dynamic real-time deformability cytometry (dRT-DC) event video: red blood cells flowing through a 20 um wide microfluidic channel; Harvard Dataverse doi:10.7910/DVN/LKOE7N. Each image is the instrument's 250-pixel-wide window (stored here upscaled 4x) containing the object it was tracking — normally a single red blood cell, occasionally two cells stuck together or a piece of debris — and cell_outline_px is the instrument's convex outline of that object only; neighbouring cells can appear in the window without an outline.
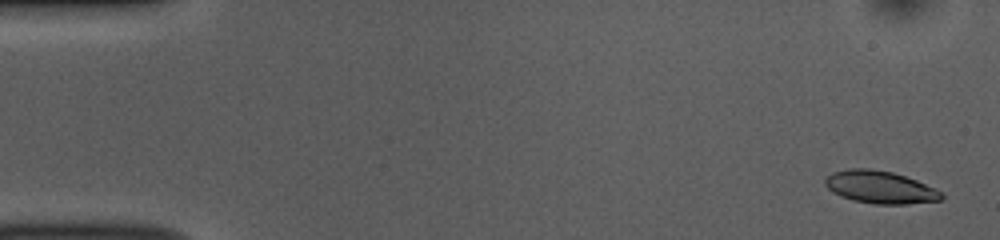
{"species": "common noctule bat (a hibernating species)", "species_latin": "Nyctalus noctula", "temperature_condition": "room temperature", "stored_images_in_passage": 51, "camera_frame_rate_fps": 3000, "um_per_image_px": 0.085, "animal": {"sex": "female", "body_mass_g": 10.0, "forearm_length_mm": 53.1}, "frame": {"image": 1, "passage_image": 2, "time_ms": 0.333, "image_size_px": [1000, 240], "cell_outline_px": [[944, 196], [940, 200], [908, 204], [876, 204], [852, 200], [840, 196], [832, 192], [824, 184], [824, 180], [832, 172], [848, 168], [868, 168], [892, 172], [916, 180], [936, 188], [944, 192]], "centroid_in_image_um": [74.81, 15.91], "position_along_channel_um": 10.2, "area_um2": 22.2}}
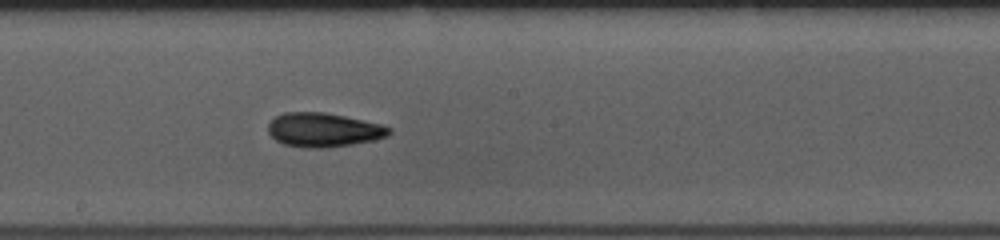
{"frame": {"image": 2, "passage_image": 28, "time_ms": 9.0, "image_size_px": [1000, 240], "cell_outline_px": [[392, 132], [388, 136], [372, 140], [352, 144], [324, 148], [308, 148], [284, 144], [276, 140], [268, 132], [268, 124], [276, 116], [284, 112], [324, 112], [364, 120], [380, 124], [392, 128]], "centroid_in_image_um": [27.5, 11.04], "position_along_channel_um": 220.7, "area_um2": 23.93}}
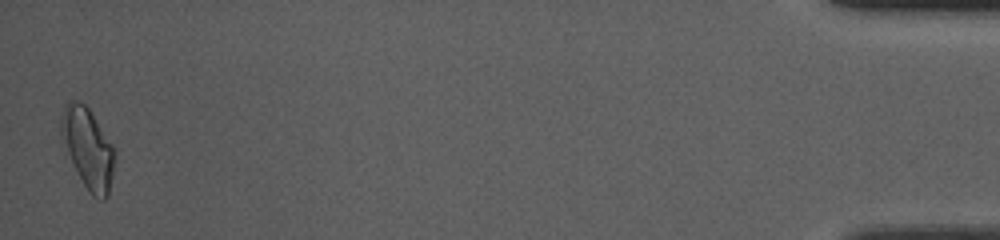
{"frame": {"image": 3, "passage_image": 51, "time_ms": 16.667, "image_size_px": [1000, 240], "cell_outline_px": [[116, 152], [112, 176], [108, 196], [104, 200], [100, 200], [92, 196], [88, 192], [60, 140], [60, 120], [64, 104], [68, 100], [72, 100], [84, 104], [88, 108], [112, 144]], "centroid_in_image_um": [7.45, 12.61], "position_along_channel_um": 427.7, "area_um2": 25.14}, "authors_computed_cell_mechanics": {"area_um2": 22.5998, "velocity_mm_per_s": 3.8647, "shape_relaxation_time_tau1_ms": 7.1319, "shape_relaxation_time_tau2_ms": 3.3343, "deformation_change_tau1": 0.1739, "deformation_change_tau2": 0.1079}}